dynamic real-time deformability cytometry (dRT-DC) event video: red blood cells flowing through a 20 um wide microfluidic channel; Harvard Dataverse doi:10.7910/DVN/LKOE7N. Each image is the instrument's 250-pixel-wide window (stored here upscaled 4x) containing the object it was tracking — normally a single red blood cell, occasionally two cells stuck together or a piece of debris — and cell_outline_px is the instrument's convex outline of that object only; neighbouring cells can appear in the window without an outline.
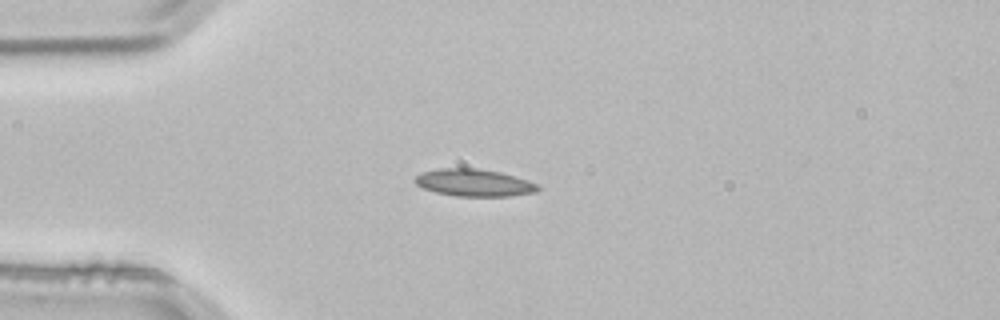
{"species": "common noctule bat (a hibernating species)", "species_latin": "Nyctalus noctula", "temperature_condition": "room temperature", "stored_images_in_passage": 2, "camera_frame_rate_fps": 3000, "um_per_image_px": 0.085, "animal": {"sex": "male", "body_mass_g": 21.5, "forearm_length_mm": 52.0}, "frame": {"image": 1, "passage_image": 1, "time_ms": 0.0, "image_size_px": [1000, 320], "cell_outline_px": [[540, 188], [536, 192], [508, 196], [456, 196], [436, 192], [424, 188], [416, 184], [412, 180], [416, 176], [424, 172], [440, 168], [476, 168], [500, 172], [528, 180], [540, 184]], "centroid_in_image_um": [40.32, 15.53], "position_along_channel_um": 44.7, "area_um2": 19.48}}
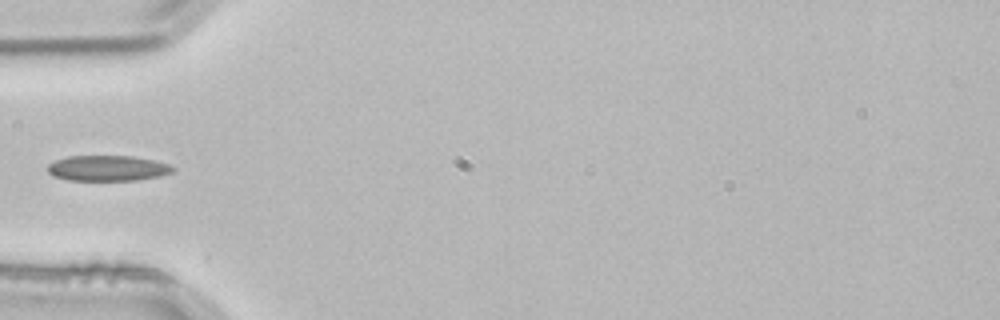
{"frame": {"image": 2, "passage_image": 2, "time_ms": 0.333, "image_size_px": [1000, 320], "cell_outline_px": [[176, 168], [172, 172], [160, 176], [136, 180], [68, 180], [52, 176], [48, 172], [48, 164], [56, 160], [68, 156], [132, 156], [172, 164]], "centroid_in_image_um": [9.16, 14.3], "position_along_channel_um": 75.8, "area_um2": 18.67}}